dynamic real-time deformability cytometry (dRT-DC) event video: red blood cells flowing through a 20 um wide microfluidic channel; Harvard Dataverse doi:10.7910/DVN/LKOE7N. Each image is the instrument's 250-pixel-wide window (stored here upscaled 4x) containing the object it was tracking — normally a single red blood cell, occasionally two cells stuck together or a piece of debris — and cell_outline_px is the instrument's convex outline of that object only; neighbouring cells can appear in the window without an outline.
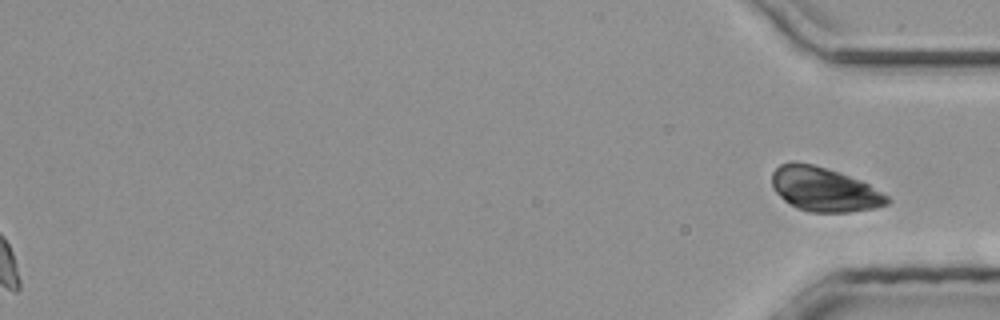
{"species": "common noctule bat (a hibernating species)", "species_latin": "Nyctalus noctula", "temperature_condition": "room temperature", "stored_images_in_passage": 37, "segment_of_instrument_passage": [2, 2], "camera_frame_rate_fps": 3000, "um_per_image_px": 0.085, "animal": {"sex": "male", "body_mass_g": 20.4}, "frame": {"image": 1, "passage_image": 37, "time_ms": 12.0, "image_size_px": [1000, 320], "cell_outline_px": [[892, 200], [888, 204], [876, 208], [848, 212], [812, 212], [796, 208], [788, 204], [772, 188], [772, 172], [780, 164], [792, 160], [812, 164], [828, 168], [840, 172], [860, 180], [868, 184], [888, 196]], "centroid_in_image_um": [70.04, 16.08], "position_along_channel_um": 365.2, "area_um2": 29.94}}